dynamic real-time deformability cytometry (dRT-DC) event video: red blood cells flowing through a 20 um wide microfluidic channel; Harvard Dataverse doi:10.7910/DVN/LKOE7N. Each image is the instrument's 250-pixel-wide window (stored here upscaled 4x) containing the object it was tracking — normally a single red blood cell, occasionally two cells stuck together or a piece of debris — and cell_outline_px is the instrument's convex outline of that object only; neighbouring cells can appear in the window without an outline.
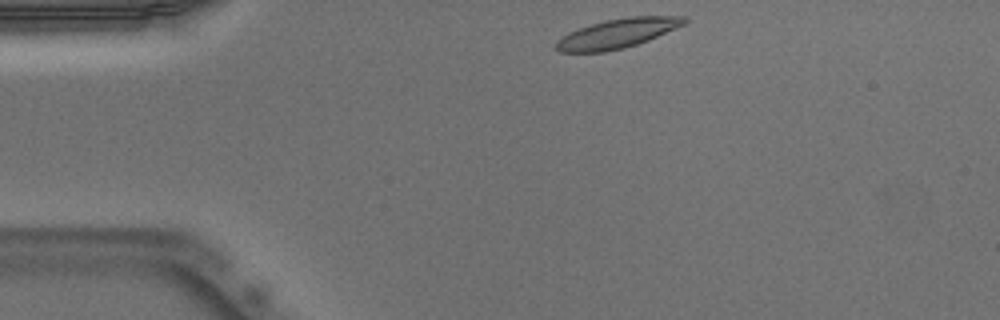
{"species": "Egyptian fruit bat (a non-hibernating species)", "species_latin": "Rousettus aegyptiacus", "temperature_condition": "warm", "stored_images_in_passage": 42, "camera_frame_rate_fps": 3000, "um_per_image_px": 0.085, "animal": {"sex": "male"}, "frame": {"image": 1, "passage_image": 1, "time_ms": 0.0, "image_size_px": [1000, 320], "cell_outline_px": [[688, 20], [684, 24], [648, 40], [624, 48], [604, 52], [560, 52], [556, 48], [556, 40], [568, 32], [604, 20], [628, 16], [684, 16]], "centroid_in_image_um": [52.45, 2.84], "position_along_channel_um": 32.5, "area_um2": 21.79}}
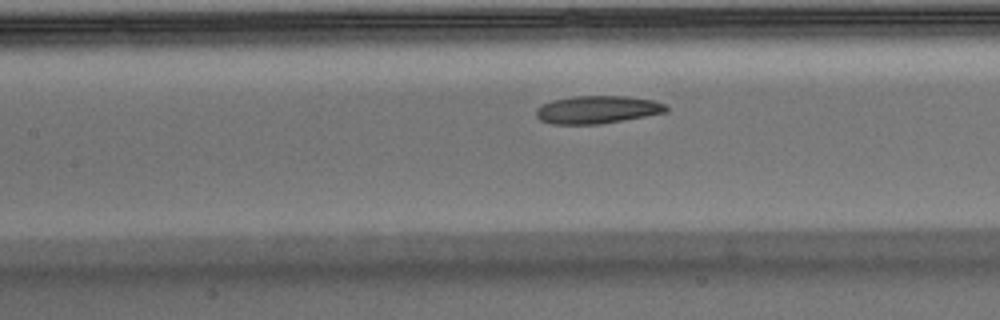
{"frame": {"image": 2, "passage_image": 14, "time_ms": 4.333, "image_size_px": [1000, 320], "cell_outline_px": [[668, 112], [600, 124], [552, 124], [540, 120], [536, 116], [536, 108], [540, 104], [552, 100], [572, 96], [628, 96], [652, 100], [664, 104], [668, 108]], "centroid_in_image_um": [50.73, 9.31], "position_along_channel_um": 156.7, "area_um2": 21.15}}
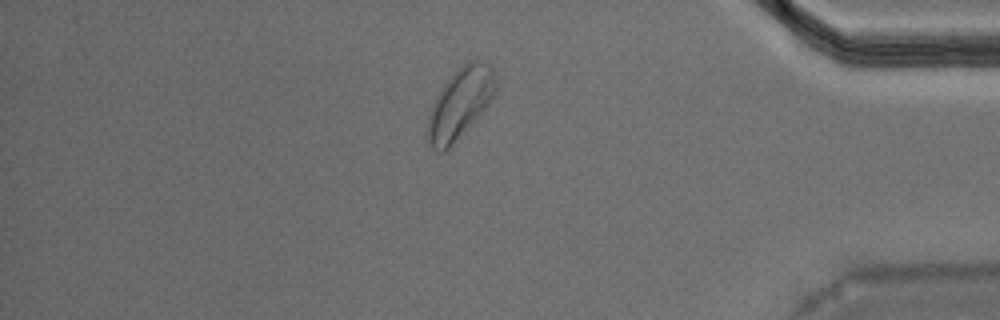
{"frame": {"image": 3, "passage_image": 35, "time_ms": 11.333, "image_size_px": [1000, 320], "cell_outline_px": [[496, 92], [488, 104], [452, 144], [444, 152], [436, 152], [428, 144], [428, 116], [432, 104], [436, 96], [444, 84], [456, 68], [468, 60], [488, 60], [496, 72]], "centroid_in_image_um": [39.12, 8.71], "position_along_channel_um": 396.1, "area_um2": 27.92}, "authors_computed_cell_mechanics": {"area_um2": 21.7906, "velocity_mm_per_s": 3.8808, "shape_relaxation_time_tau1_ms": 4.5083, "shape_relaxation_time_tau2_ms": 5.3773, "deformation_change_tau1": 0.1386, "deformation_change_tau2": 0.1146}}